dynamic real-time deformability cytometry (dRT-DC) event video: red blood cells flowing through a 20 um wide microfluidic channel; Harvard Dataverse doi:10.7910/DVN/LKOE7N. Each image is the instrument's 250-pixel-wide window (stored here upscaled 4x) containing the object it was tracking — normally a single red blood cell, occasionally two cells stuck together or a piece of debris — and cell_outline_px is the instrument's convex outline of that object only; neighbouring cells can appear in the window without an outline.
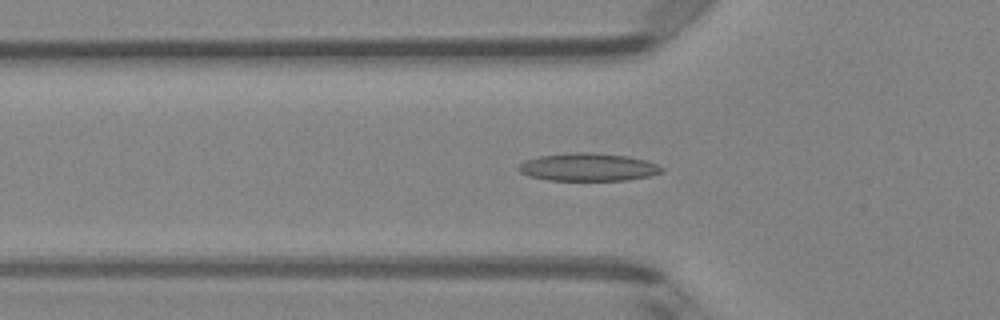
{"species": "Egyptian fruit bat (a non-hibernating species)", "species_latin": "Rousettus aegyptiacus", "temperature_condition": "room temperature", "stored_images_in_passage": 49, "camera_frame_rate_fps": 3000, "um_per_image_px": 0.085, "animal": {"sex": "female"}, "frame": {"image": 1, "passage_image": 15, "time_ms": 4.667, "image_size_px": [1000, 320], "cell_outline_px": [[664, 172], [652, 176], [628, 180], [548, 180], [528, 176], [520, 172], [516, 168], [524, 160], [540, 156], [572, 152], [592, 152], [628, 156], [648, 160], [664, 168]], "centroid_in_image_um": [50.02, 14.2], "position_along_channel_um": 75.8, "area_um2": 23.52}}
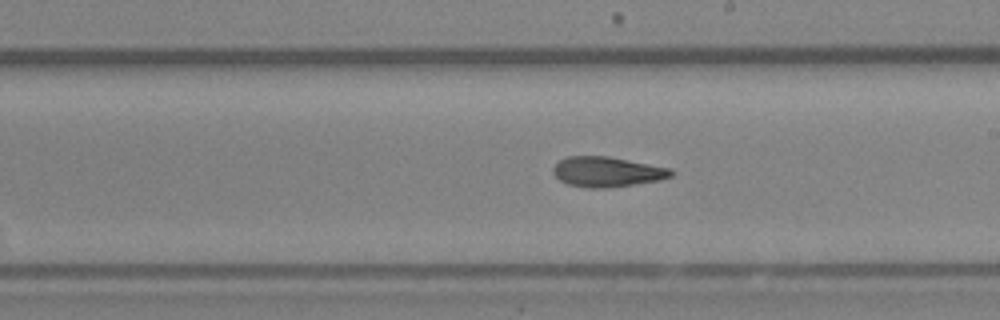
{"frame": {"image": 2, "passage_image": 27, "time_ms": 8.667, "image_size_px": [1000, 320], "cell_outline_px": [[676, 172], [672, 176], [660, 180], [608, 188], [584, 188], [568, 184], [560, 180], [552, 172], [552, 168], [560, 160], [568, 156], [608, 156], [672, 168]], "centroid_in_image_um": [51.63, 14.6], "position_along_channel_um": 237.4, "area_um2": 20.87}}
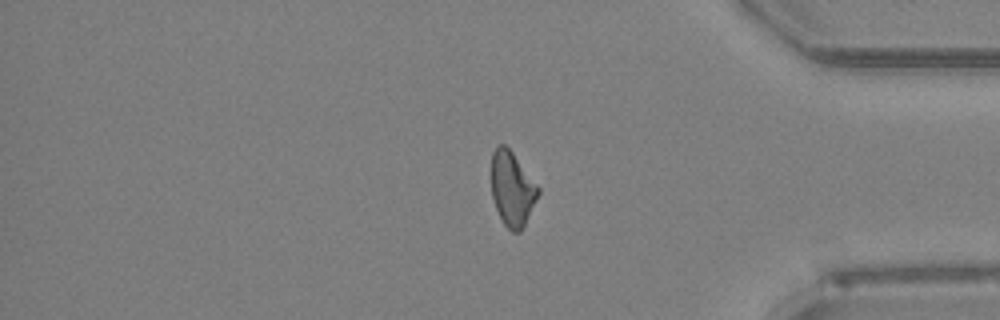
{"frame": {"image": 3, "passage_image": 40, "time_ms": 13.0, "image_size_px": [1000, 320], "cell_outline_px": [[540, 192], [520, 232], [512, 232], [504, 224], [496, 208], [492, 196], [492, 152], [496, 144], [504, 144], [512, 152], [540, 188]], "centroid_in_image_um": [43.53, 16.03], "position_along_channel_um": 391.7, "area_um2": 20.0}, "authors_computed_cell_mechanics": {"area_um2": 20.9236, "velocity_mm_per_s": 4.0545, "shape_relaxation_time_tau1_ms": null, "shape_relaxation_time_tau2_ms": 3.3382, "deformation_change_tau1": null, "deformation_change_tau2": 0.1107}}